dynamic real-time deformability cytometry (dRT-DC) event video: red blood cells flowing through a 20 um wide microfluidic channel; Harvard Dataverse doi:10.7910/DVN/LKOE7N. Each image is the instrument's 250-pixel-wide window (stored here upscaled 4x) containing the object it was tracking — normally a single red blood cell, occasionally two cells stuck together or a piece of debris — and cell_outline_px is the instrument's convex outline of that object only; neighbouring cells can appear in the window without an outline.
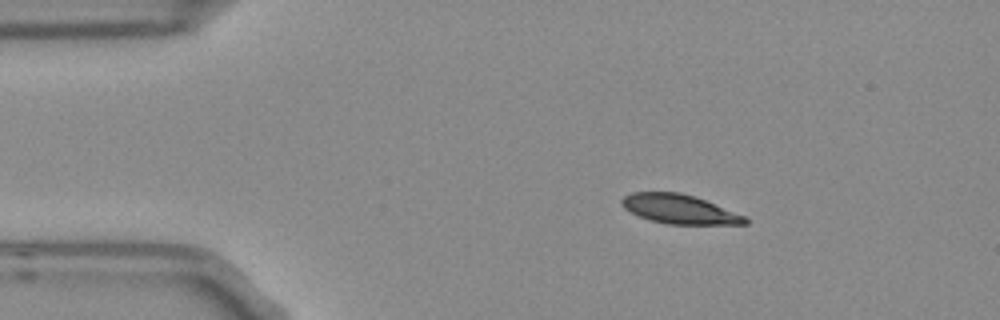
{"species": "Egyptian fruit bat (a non-hibernating species)", "species_latin": "Rousettus aegyptiacus", "temperature_condition": "room temperature", "stored_images_in_passage": 3, "camera_frame_rate_fps": 3000, "um_per_image_px": 0.085, "frame": {"image": 1, "passage_image": 2, "time_ms": 0.333, "image_size_px": [1000, 320], "cell_outline_px": [[748, 224], [668, 224], [652, 220], [640, 216], [624, 208], [620, 200], [624, 196], [632, 192], [680, 192], [704, 200], [744, 216], [748, 220]], "centroid_in_image_um": [57.72, 17.77], "position_along_channel_um": 27.3, "area_um2": 20.52}}